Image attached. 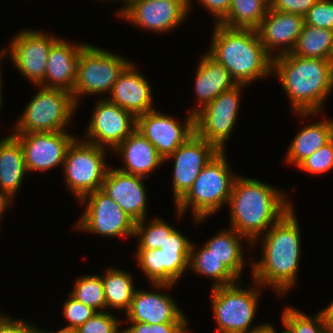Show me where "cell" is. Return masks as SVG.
Listing matches in <instances>:
<instances>
[{"label": "cell", "instance_id": "60d3db41", "mask_svg": "<svg viewBox=\"0 0 333 333\" xmlns=\"http://www.w3.org/2000/svg\"><path fill=\"white\" fill-rule=\"evenodd\" d=\"M270 9L305 16L317 0H269Z\"/></svg>", "mask_w": 333, "mask_h": 333}, {"label": "cell", "instance_id": "836d02e7", "mask_svg": "<svg viewBox=\"0 0 333 333\" xmlns=\"http://www.w3.org/2000/svg\"><path fill=\"white\" fill-rule=\"evenodd\" d=\"M69 294L97 312H104L106 309L101 275H83V277H79L74 283L73 291Z\"/></svg>", "mask_w": 333, "mask_h": 333}, {"label": "cell", "instance_id": "6da1fadb", "mask_svg": "<svg viewBox=\"0 0 333 333\" xmlns=\"http://www.w3.org/2000/svg\"><path fill=\"white\" fill-rule=\"evenodd\" d=\"M285 196L283 191L272 185L237 175L228 201L230 228L245 236L248 243L255 245L254 242L267 229L292 209Z\"/></svg>", "mask_w": 333, "mask_h": 333}, {"label": "cell", "instance_id": "4fadbf2b", "mask_svg": "<svg viewBox=\"0 0 333 333\" xmlns=\"http://www.w3.org/2000/svg\"><path fill=\"white\" fill-rule=\"evenodd\" d=\"M44 33L33 29L22 30L13 38L9 49L3 48L0 52V61L5 53H9L20 74L36 86L43 82L50 48L59 39Z\"/></svg>", "mask_w": 333, "mask_h": 333}, {"label": "cell", "instance_id": "f6af8a7d", "mask_svg": "<svg viewBox=\"0 0 333 333\" xmlns=\"http://www.w3.org/2000/svg\"><path fill=\"white\" fill-rule=\"evenodd\" d=\"M322 312L324 314V317L333 327V301H331L330 304L322 310Z\"/></svg>", "mask_w": 333, "mask_h": 333}, {"label": "cell", "instance_id": "d6986e66", "mask_svg": "<svg viewBox=\"0 0 333 333\" xmlns=\"http://www.w3.org/2000/svg\"><path fill=\"white\" fill-rule=\"evenodd\" d=\"M145 177L109 168L101 190L114 200L136 222L146 219L147 195Z\"/></svg>", "mask_w": 333, "mask_h": 333}, {"label": "cell", "instance_id": "f5cc1de1", "mask_svg": "<svg viewBox=\"0 0 333 333\" xmlns=\"http://www.w3.org/2000/svg\"><path fill=\"white\" fill-rule=\"evenodd\" d=\"M330 61L333 63V50H332V55Z\"/></svg>", "mask_w": 333, "mask_h": 333}, {"label": "cell", "instance_id": "816d5d0a", "mask_svg": "<svg viewBox=\"0 0 333 333\" xmlns=\"http://www.w3.org/2000/svg\"><path fill=\"white\" fill-rule=\"evenodd\" d=\"M31 333H39L38 330L35 328Z\"/></svg>", "mask_w": 333, "mask_h": 333}, {"label": "cell", "instance_id": "bcb514c9", "mask_svg": "<svg viewBox=\"0 0 333 333\" xmlns=\"http://www.w3.org/2000/svg\"><path fill=\"white\" fill-rule=\"evenodd\" d=\"M249 333H274V327L271 326L270 324L265 323L258 329H255Z\"/></svg>", "mask_w": 333, "mask_h": 333}, {"label": "cell", "instance_id": "f546056e", "mask_svg": "<svg viewBox=\"0 0 333 333\" xmlns=\"http://www.w3.org/2000/svg\"><path fill=\"white\" fill-rule=\"evenodd\" d=\"M191 243L189 267L199 275L214 279V287L226 286L239 282V279L205 245L196 249ZM196 251V252H195Z\"/></svg>", "mask_w": 333, "mask_h": 333}, {"label": "cell", "instance_id": "30bf717a", "mask_svg": "<svg viewBox=\"0 0 333 333\" xmlns=\"http://www.w3.org/2000/svg\"><path fill=\"white\" fill-rule=\"evenodd\" d=\"M131 61L124 57L87 44L81 50L78 75L72 97L78 107V100L85 95L111 93L118 76Z\"/></svg>", "mask_w": 333, "mask_h": 333}, {"label": "cell", "instance_id": "5b68a950", "mask_svg": "<svg viewBox=\"0 0 333 333\" xmlns=\"http://www.w3.org/2000/svg\"><path fill=\"white\" fill-rule=\"evenodd\" d=\"M225 151H219L201 170L189 191L175 204L178 216L191 206L193 222L200 221L222 208L229 201L237 175L230 171Z\"/></svg>", "mask_w": 333, "mask_h": 333}, {"label": "cell", "instance_id": "5bb4252c", "mask_svg": "<svg viewBox=\"0 0 333 333\" xmlns=\"http://www.w3.org/2000/svg\"><path fill=\"white\" fill-rule=\"evenodd\" d=\"M188 14V0H133L117 16L143 30L165 33L181 25Z\"/></svg>", "mask_w": 333, "mask_h": 333}, {"label": "cell", "instance_id": "ac0fdd59", "mask_svg": "<svg viewBox=\"0 0 333 333\" xmlns=\"http://www.w3.org/2000/svg\"><path fill=\"white\" fill-rule=\"evenodd\" d=\"M188 114L186 122L181 126L171 116L154 109L136 118V129L165 159L195 133L194 115L190 112Z\"/></svg>", "mask_w": 333, "mask_h": 333}, {"label": "cell", "instance_id": "e575fe53", "mask_svg": "<svg viewBox=\"0 0 333 333\" xmlns=\"http://www.w3.org/2000/svg\"><path fill=\"white\" fill-rule=\"evenodd\" d=\"M146 219L136 222L134 237H139L137 249H159L160 245L169 236L175 228L162 218L149 220V224L145 225Z\"/></svg>", "mask_w": 333, "mask_h": 333}, {"label": "cell", "instance_id": "b9f144b4", "mask_svg": "<svg viewBox=\"0 0 333 333\" xmlns=\"http://www.w3.org/2000/svg\"><path fill=\"white\" fill-rule=\"evenodd\" d=\"M200 4L215 17L216 24H219L228 14L232 0H198ZM191 0H188V10L190 12Z\"/></svg>", "mask_w": 333, "mask_h": 333}, {"label": "cell", "instance_id": "681fc988", "mask_svg": "<svg viewBox=\"0 0 333 333\" xmlns=\"http://www.w3.org/2000/svg\"><path fill=\"white\" fill-rule=\"evenodd\" d=\"M122 2L124 3V6L121 7L116 14H118L129 3V0H122Z\"/></svg>", "mask_w": 333, "mask_h": 333}, {"label": "cell", "instance_id": "484cf974", "mask_svg": "<svg viewBox=\"0 0 333 333\" xmlns=\"http://www.w3.org/2000/svg\"><path fill=\"white\" fill-rule=\"evenodd\" d=\"M27 172L20 142L13 135L1 139L0 189L15 198Z\"/></svg>", "mask_w": 333, "mask_h": 333}, {"label": "cell", "instance_id": "f907efd6", "mask_svg": "<svg viewBox=\"0 0 333 333\" xmlns=\"http://www.w3.org/2000/svg\"><path fill=\"white\" fill-rule=\"evenodd\" d=\"M274 333H277L276 329H274ZM282 333H288V332L284 329Z\"/></svg>", "mask_w": 333, "mask_h": 333}, {"label": "cell", "instance_id": "9a60e30c", "mask_svg": "<svg viewBox=\"0 0 333 333\" xmlns=\"http://www.w3.org/2000/svg\"><path fill=\"white\" fill-rule=\"evenodd\" d=\"M94 107L83 140L114 150L136 129V118L105 97Z\"/></svg>", "mask_w": 333, "mask_h": 333}, {"label": "cell", "instance_id": "f35d334b", "mask_svg": "<svg viewBox=\"0 0 333 333\" xmlns=\"http://www.w3.org/2000/svg\"><path fill=\"white\" fill-rule=\"evenodd\" d=\"M97 311L92 307L76 300L69 294L68 299L63 304V316L66 317L68 326L78 329L89 318H91Z\"/></svg>", "mask_w": 333, "mask_h": 333}, {"label": "cell", "instance_id": "8d00e7d4", "mask_svg": "<svg viewBox=\"0 0 333 333\" xmlns=\"http://www.w3.org/2000/svg\"><path fill=\"white\" fill-rule=\"evenodd\" d=\"M304 21L307 25L333 31V0H317Z\"/></svg>", "mask_w": 333, "mask_h": 333}, {"label": "cell", "instance_id": "4dcf8cb0", "mask_svg": "<svg viewBox=\"0 0 333 333\" xmlns=\"http://www.w3.org/2000/svg\"><path fill=\"white\" fill-rule=\"evenodd\" d=\"M333 50V31L304 24L291 54L302 58L330 60Z\"/></svg>", "mask_w": 333, "mask_h": 333}, {"label": "cell", "instance_id": "f1b7e54d", "mask_svg": "<svg viewBox=\"0 0 333 333\" xmlns=\"http://www.w3.org/2000/svg\"><path fill=\"white\" fill-rule=\"evenodd\" d=\"M106 308L124 310L126 313L132 302L136 289L133 277L126 271L108 267L102 275Z\"/></svg>", "mask_w": 333, "mask_h": 333}, {"label": "cell", "instance_id": "7c38bea8", "mask_svg": "<svg viewBox=\"0 0 333 333\" xmlns=\"http://www.w3.org/2000/svg\"><path fill=\"white\" fill-rule=\"evenodd\" d=\"M243 87L246 86L238 84L230 90L221 92L194 115L195 133L220 151H225L226 141L236 124Z\"/></svg>", "mask_w": 333, "mask_h": 333}, {"label": "cell", "instance_id": "44dd1931", "mask_svg": "<svg viewBox=\"0 0 333 333\" xmlns=\"http://www.w3.org/2000/svg\"><path fill=\"white\" fill-rule=\"evenodd\" d=\"M135 68L134 63L130 62L123 69L113 85L110 97L106 98L137 118L154 108L151 86Z\"/></svg>", "mask_w": 333, "mask_h": 333}, {"label": "cell", "instance_id": "7dc6e473", "mask_svg": "<svg viewBox=\"0 0 333 333\" xmlns=\"http://www.w3.org/2000/svg\"><path fill=\"white\" fill-rule=\"evenodd\" d=\"M38 330L39 333H49L48 331H44L43 329H39V328H36ZM50 333H54V332H50ZM55 333H78L77 329L76 328H72L70 326H65L64 328L58 330L57 332Z\"/></svg>", "mask_w": 333, "mask_h": 333}, {"label": "cell", "instance_id": "7402d4cb", "mask_svg": "<svg viewBox=\"0 0 333 333\" xmlns=\"http://www.w3.org/2000/svg\"><path fill=\"white\" fill-rule=\"evenodd\" d=\"M86 44H70L59 38L50 48L41 87L72 93L78 75L81 50Z\"/></svg>", "mask_w": 333, "mask_h": 333}, {"label": "cell", "instance_id": "db71d44e", "mask_svg": "<svg viewBox=\"0 0 333 333\" xmlns=\"http://www.w3.org/2000/svg\"><path fill=\"white\" fill-rule=\"evenodd\" d=\"M118 333H126L124 330H120Z\"/></svg>", "mask_w": 333, "mask_h": 333}, {"label": "cell", "instance_id": "ab89813d", "mask_svg": "<svg viewBox=\"0 0 333 333\" xmlns=\"http://www.w3.org/2000/svg\"><path fill=\"white\" fill-rule=\"evenodd\" d=\"M132 325L126 328V333H189L188 323H162L150 325L148 323L129 321Z\"/></svg>", "mask_w": 333, "mask_h": 333}, {"label": "cell", "instance_id": "ba28073f", "mask_svg": "<svg viewBox=\"0 0 333 333\" xmlns=\"http://www.w3.org/2000/svg\"><path fill=\"white\" fill-rule=\"evenodd\" d=\"M39 87L35 97L27 104L23 115L17 120L15 133L65 131L71 116L78 108L72 93L53 88Z\"/></svg>", "mask_w": 333, "mask_h": 333}, {"label": "cell", "instance_id": "d6a6232c", "mask_svg": "<svg viewBox=\"0 0 333 333\" xmlns=\"http://www.w3.org/2000/svg\"><path fill=\"white\" fill-rule=\"evenodd\" d=\"M286 307L282 313V323L288 333H329L333 328L324 317L322 310L313 316Z\"/></svg>", "mask_w": 333, "mask_h": 333}, {"label": "cell", "instance_id": "52a82bcc", "mask_svg": "<svg viewBox=\"0 0 333 333\" xmlns=\"http://www.w3.org/2000/svg\"><path fill=\"white\" fill-rule=\"evenodd\" d=\"M191 240L175 229L159 249H137L135 258L154 288H166L178 282L189 268Z\"/></svg>", "mask_w": 333, "mask_h": 333}, {"label": "cell", "instance_id": "2e32d148", "mask_svg": "<svg viewBox=\"0 0 333 333\" xmlns=\"http://www.w3.org/2000/svg\"><path fill=\"white\" fill-rule=\"evenodd\" d=\"M12 135L20 142L28 172L47 171L63 165L67 149L76 138L67 131Z\"/></svg>", "mask_w": 333, "mask_h": 333}, {"label": "cell", "instance_id": "ee69618b", "mask_svg": "<svg viewBox=\"0 0 333 333\" xmlns=\"http://www.w3.org/2000/svg\"><path fill=\"white\" fill-rule=\"evenodd\" d=\"M13 199L14 198H12L8 193L0 189V219L2 217L1 215L6 211Z\"/></svg>", "mask_w": 333, "mask_h": 333}, {"label": "cell", "instance_id": "8fae6325", "mask_svg": "<svg viewBox=\"0 0 333 333\" xmlns=\"http://www.w3.org/2000/svg\"><path fill=\"white\" fill-rule=\"evenodd\" d=\"M80 202L87 205L77 229L103 237L134 236L136 221L101 189L87 194Z\"/></svg>", "mask_w": 333, "mask_h": 333}, {"label": "cell", "instance_id": "c3c4849f", "mask_svg": "<svg viewBox=\"0 0 333 333\" xmlns=\"http://www.w3.org/2000/svg\"><path fill=\"white\" fill-rule=\"evenodd\" d=\"M0 70H1V68H0ZM1 75L2 74H1V71H0V107L2 106V102H3V100H2V92H1L2 91L1 90L2 89V87H1L2 86V84H1V81H2L1 77L2 76Z\"/></svg>", "mask_w": 333, "mask_h": 333}, {"label": "cell", "instance_id": "1f68e13d", "mask_svg": "<svg viewBox=\"0 0 333 333\" xmlns=\"http://www.w3.org/2000/svg\"><path fill=\"white\" fill-rule=\"evenodd\" d=\"M269 8V0H232L227 16L219 24L228 28L256 30Z\"/></svg>", "mask_w": 333, "mask_h": 333}, {"label": "cell", "instance_id": "83f0119b", "mask_svg": "<svg viewBox=\"0 0 333 333\" xmlns=\"http://www.w3.org/2000/svg\"><path fill=\"white\" fill-rule=\"evenodd\" d=\"M240 238H244L246 241L248 240L235 229L230 228V230H221L205 243V246L211 250L238 279H240L245 266V258L242 251L243 247L240 242L242 240Z\"/></svg>", "mask_w": 333, "mask_h": 333}, {"label": "cell", "instance_id": "4316f807", "mask_svg": "<svg viewBox=\"0 0 333 333\" xmlns=\"http://www.w3.org/2000/svg\"><path fill=\"white\" fill-rule=\"evenodd\" d=\"M333 138V120H323L301 129L288 148L286 161L299 166Z\"/></svg>", "mask_w": 333, "mask_h": 333}, {"label": "cell", "instance_id": "ffe728a7", "mask_svg": "<svg viewBox=\"0 0 333 333\" xmlns=\"http://www.w3.org/2000/svg\"><path fill=\"white\" fill-rule=\"evenodd\" d=\"M304 24V17L301 15L269 8L256 30L265 51L273 58L291 53ZM273 51H277V55L272 56Z\"/></svg>", "mask_w": 333, "mask_h": 333}, {"label": "cell", "instance_id": "d590c367", "mask_svg": "<svg viewBox=\"0 0 333 333\" xmlns=\"http://www.w3.org/2000/svg\"><path fill=\"white\" fill-rule=\"evenodd\" d=\"M297 168L314 175L323 174L333 169V138L306 158Z\"/></svg>", "mask_w": 333, "mask_h": 333}, {"label": "cell", "instance_id": "74e56055", "mask_svg": "<svg viewBox=\"0 0 333 333\" xmlns=\"http://www.w3.org/2000/svg\"><path fill=\"white\" fill-rule=\"evenodd\" d=\"M118 321L115 316L104 311L96 312L78 329V333H118L120 331Z\"/></svg>", "mask_w": 333, "mask_h": 333}, {"label": "cell", "instance_id": "8992f818", "mask_svg": "<svg viewBox=\"0 0 333 333\" xmlns=\"http://www.w3.org/2000/svg\"><path fill=\"white\" fill-rule=\"evenodd\" d=\"M254 282L256 289L254 286L242 289V281L212 287L211 308L217 323L216 333H249L263 325L260 324L252 329L250 327L258 309L262 288L259 287V283Z\"/></svg>", "mask_w": 333, "mask_h": 333}, {"label": "cell", "instance_id": "e0dca14e", "mask_svg": "<svg viewBox=\"0 0 333 333\" xmlns=\"http://www.w3.org/2000/svg\"><path fill=\"white\" fill-rule=\"evenodd\" d=\"M219 151L215 145L194 133L174 153L164 159V161L175 159L173 168L175 204L189 191L201 170Z\"/></svg>", "mask_w": 333, "mask_h": 333}, {"label": "cell", "instance_id": "cb8c5ba5", "mask_svg": "<svg viewBox=\"0 0 333 333\" xmlns=\"http://www.w3.org/2000/svg\"><path fill=\"white\" fill-rule=\"evenodd\" d=\"M114 151L123 159L124 167L117 168L118 170L145 178H148L155 168L158 169L165 162L156 148L137 129Z\"/></svg>", "mask_w": 333, "mask_h": 333}, {"label": "cell", "instance_id": "9c48e42d", "mask_svg": "<svg viewBox=\"0 0 333 333\" xmlns=\"http://www.w3.org/2000/svg\"><path fill=\"white\" fill-rule=\"evenodd\" d=\"M106 148L75 138L67 149L63 162L66 185L79 201L101 189L109 167Z\"/></svg>", "mask_w": 333, "mask_h": 333}, {"label": "cell", "instance_id": "3957f363", "mask_svg": "<svg viewBox=\"0 0 333 333\" xmlns=\"http://www.w3.org/2000/svg\"><path fill=\"white\" fill-rule=\"evenodd\" d=\"M279 78L291 107L301 117L316 116L333 90V63L291 53L275 56L272 73Z\"/></svg>", "mask_w": 333, "mask_h": 333}, {"label": "cell", "instance_id": "d4e9b609", "mask_svg": "<svg viewBox=\"0 0 333 333\" xmlns=\"http://www.w3.org/2000/svg\"><path fill=\"white\" fill-rule=\"evenodd\" d=\"M237 85L230 72L206 52L199 61L195 75L194 90L198 107L196 106L190 113L195 115L221 92L230 90Z\"/></svg>", "mask_w": 333, "mask_h": 333}, {"label": "cell", "instance_id": "277c9868", "mask_svg": "<svg viewBox=\"0 0 333 333\" xmlns=\"http://www.w3.org/2000/svg\"><path fill=\"white\" fill-rule=\"evenodd\" d=\"M214 27L207 53L230 72L237 84L247 85L272 75L273 58L265 51L257 30L216 23Z\"/></svg>", "mask_w": 333, "mask_h": 333}, {"label": "cell", "instance_id": "603a6c76", "mask_svg": "<svg viewBox=\"0 0 333 333\" xmlns=\"http://www.w3.org/2000/svg\"><path fill=\"white\" fill-rule=\"evenodd\" d=\"M129 321L148 323H188L187 317L172 296L145 290H136L131 306L125 313Z\"/></svg>", "mask_w": 333, "mask_h": 333}, {"label": "cell", "instance_id": "7bdbcfd3", "mask_svg": "<svg viewBox=\"0 0 333 333\" xmlns=\"http://www.w3.org/2000/svg\"><path fill=\"white\" fill-rule=\"evenodd\" d=\"M32 325L0 313V333H31L36 328Z\"/></svg>", "mask_w": 333, "mask_h": 333}, {"label": "cell", "instance_id": "7a4b0ae2", "mask_svg": "<svg viewBox=\"0 0 333 333\" xmlns=\"http://www.w3.org/2000/svg\"><path fill=\"white\" fill-rule=\"evenodd\" d=\"M299 229L292 208L261 236V259L251 263L253 281L274 288L279 296L287 294L296 282L301 253Z\"/></svg>", "mask_w": 333, "mask_h": 333}]
</instances>
